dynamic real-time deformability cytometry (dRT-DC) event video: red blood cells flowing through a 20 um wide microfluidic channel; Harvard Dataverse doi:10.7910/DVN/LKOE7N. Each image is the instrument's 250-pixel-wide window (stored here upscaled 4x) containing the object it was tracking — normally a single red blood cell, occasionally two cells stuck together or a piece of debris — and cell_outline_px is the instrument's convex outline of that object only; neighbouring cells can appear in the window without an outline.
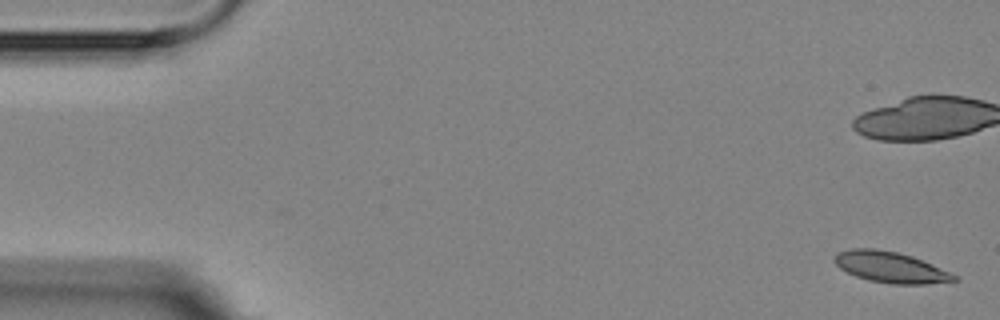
{"species": "Egyptian fruit bat (a non-hibernating species)", "species_latin": "Rousettus aegyptiacus", "temperature_condition": "room temperature", "stored_images_in_passage": 5, "camera_frame_rate_fps": 3000, "um_per_image_px": 0.085, "animal": {"sex": "female"}, "frame": {"image": 1, "passage_image": 1, "time_ms": 0.0, "image_size_px": [1000, 320], "cell_outline_px": [[960, 280], [924, 284], [892, 284], [868, 280], [856, 276], [840, 268], [832, 260], [836, 252], [852, 248], [876, 248], [896, 252], [912, 256], [948, 272], [956, 276]], "centroid_in_image_um": [75.63, 22.7], "position_along_channel_um": 9.4, "area_um2": 21.39}}